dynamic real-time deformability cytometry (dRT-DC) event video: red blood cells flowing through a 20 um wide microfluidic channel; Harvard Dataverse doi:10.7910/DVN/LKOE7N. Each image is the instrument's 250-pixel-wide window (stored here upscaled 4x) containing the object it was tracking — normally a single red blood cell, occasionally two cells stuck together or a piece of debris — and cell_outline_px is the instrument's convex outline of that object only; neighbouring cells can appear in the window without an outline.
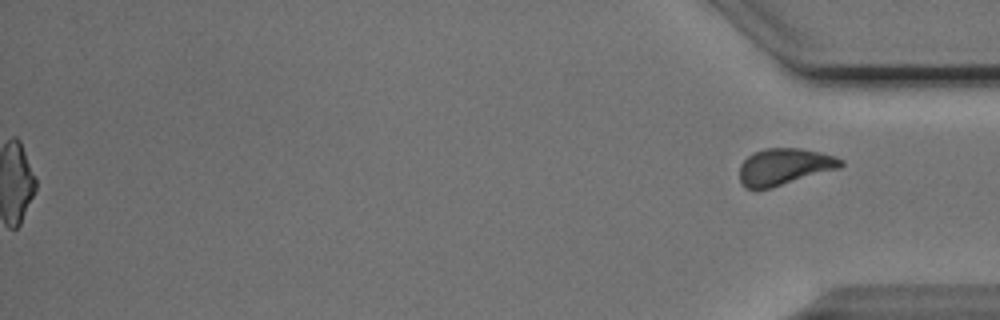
{"species": "Egyptian fruit bat (a non-hibernating species)", "species_latin": "Rousettus aegyptiacus", "temperature_condition": "cold", "stored_images_in_passage": 55, "segment_of_instrument_passage": [2, 2], "camera_frame_rate_fps": 3000, "um_per_image_px": 0.085, "animal": {"sex": "male"}, "frame": {"image": 1, "passage_image": 55, "time_ms": 18.0, "image_size_px": [1000, 320], "cell_outline_px": [[844, 164], [840, 168], [772, 188], [756, 192], [744, 188], [740, 184], [740, 164], [752, 152], [764, 148], [800, 148], [820, 152], [836, 156], [844, 160]], "centroid_in_image_um": [66.63, 14.2], "position_along_channel_um": 368.6, "area_um2": 22.25}}